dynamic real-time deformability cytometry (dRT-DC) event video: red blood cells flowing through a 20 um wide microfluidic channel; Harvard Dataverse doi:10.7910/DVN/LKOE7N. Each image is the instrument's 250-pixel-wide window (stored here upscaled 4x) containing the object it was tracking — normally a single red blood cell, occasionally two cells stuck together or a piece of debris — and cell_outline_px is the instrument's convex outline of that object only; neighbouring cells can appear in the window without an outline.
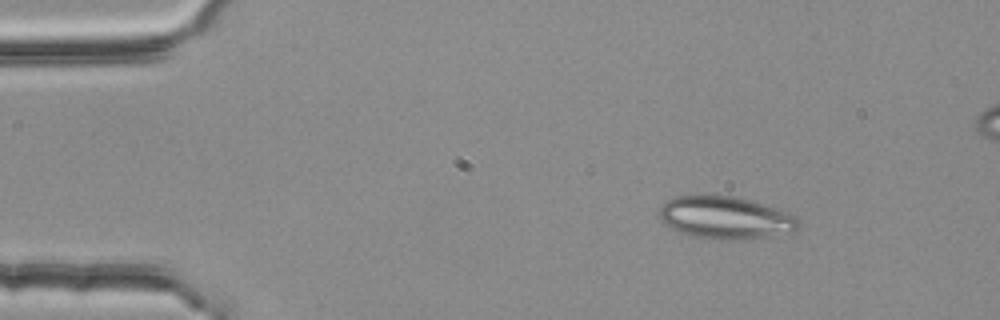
{"species": "common noctule bat (a hibernating species)", "species_latin": "Nyctalus noctula", "temperature_condition": "room temperature", "stored_images_in_passage": 3, "camera_frame_rate_fps": 3000, "um_per_image_px": 0.085, "animal": {"sex": "female", "body_mass_g": 25.1}, "frame": {"image": 1, "passage_image": 1, "time_ms": 0.0, "image_size_px": [1000, 320], "cell_outline_px": [[800, 228], [792, 232], [768, 236], [720, 240], [688, 236], [664, 224], [660, 220], [660, 208], [668, 200], [676, 196], [688, 192], [732, 196], [764, 204], [788, 212], [796, 216], [800, 220]], "centroid_in_image_um": [61.63, 18.47], "position_along_channel_um": 23.4, "area_um2": 35.03}}